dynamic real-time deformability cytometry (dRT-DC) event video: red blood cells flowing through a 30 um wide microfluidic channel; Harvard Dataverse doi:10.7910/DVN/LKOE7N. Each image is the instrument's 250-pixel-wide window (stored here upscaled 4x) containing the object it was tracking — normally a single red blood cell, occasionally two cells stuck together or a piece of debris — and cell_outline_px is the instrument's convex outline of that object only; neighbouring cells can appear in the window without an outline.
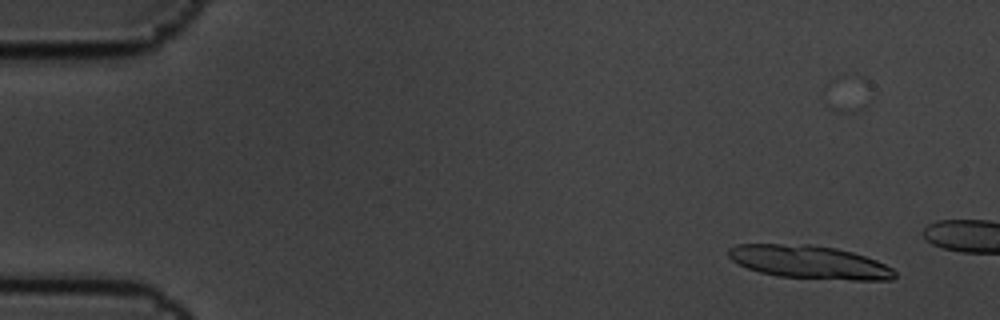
{"species": "common noctule bat (a hibernating species)", "species_latin": "Nyctalus noctula", "temperature_condition": "cold", "stored_images_in_passage": 4, "camera_frame_rate_fps": 3000, "um_per_image_px": 0.085, "animal": {"sex": "male", "body_mass_g": 19.5, "forearm_length_mm": 54.6}, "frame": {"image": 1, "passage_image": 1, "time_ms": 0.0, "image_size_px": [1000, 320], "cell_outline_px": [[896, 276], [892, 280], [852, 280], [776, 276], [760, 272], [748, 268], [732, 260], [728, 256], [728, 248], [736, 244], [808, 244], [836, 248], [852, 252], [876, 260], [892, 268], [896, 272]], "centroid_in_image_um": [68.8, 22.28], "position_along_channel_um": 16.2, "area_um2": 32.14}}